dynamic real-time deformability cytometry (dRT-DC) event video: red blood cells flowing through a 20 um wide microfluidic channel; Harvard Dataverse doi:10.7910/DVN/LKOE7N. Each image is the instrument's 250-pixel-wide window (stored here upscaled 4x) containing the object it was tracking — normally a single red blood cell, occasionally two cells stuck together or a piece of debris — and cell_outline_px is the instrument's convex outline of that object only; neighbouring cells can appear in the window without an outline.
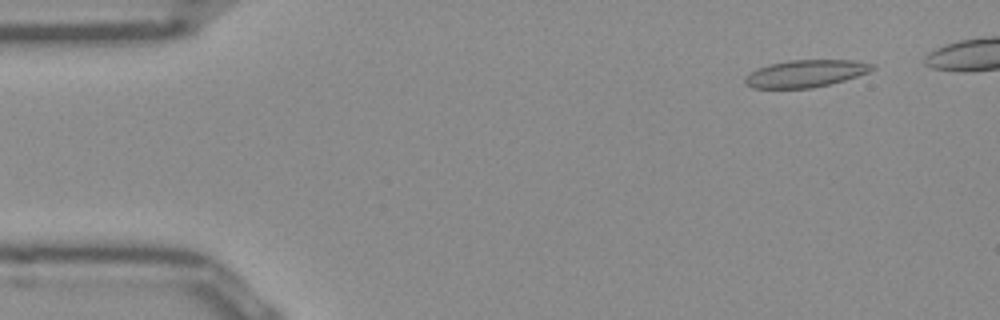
{"species": "Egyptian fruit bat (a non-hibernating species)", "species_latin": "Rousettus aegyptiacus", "temperature_condition": "room temperature", "stored_images_in_passage": 46, "camera_frame_rate_fps": 3000, "um_per_image_px": 0.085, "frame": {"image": 1, "passage_image": 5, "time_ms": 1.333, "image_size_px": [1000, 320], "cell_outline_px": [[876, 68], [868, 72], [844, 80], [812, 88], [752, 88], [744, 84], [744, 76], [756, 68], [768, 64], [788, 60], [856, 60], [876, 64]], "centroid_in_image_um": [68.45, 6.24], "position_along_channel_um": 16.5, "area_um2": 20.4}}
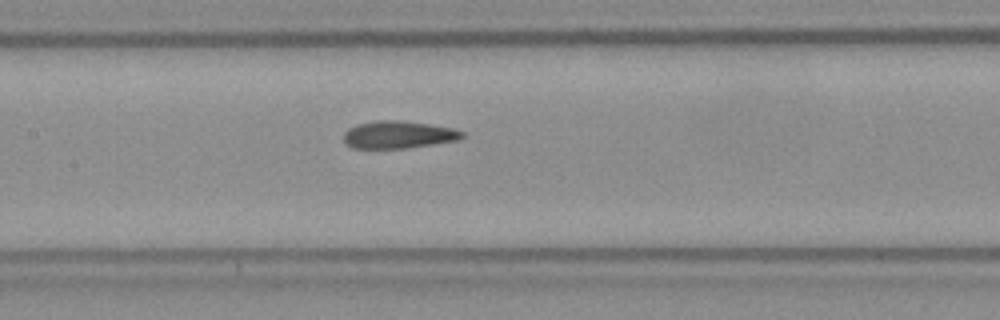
{"frame": {"image": 2, "passage_image": 24, "time_ms": 7.667, "image_size_px": [1000, 320], "cell_outline_px": [[464, 136], [456, 140], [408, 148], [352, 148], [344, 140], [344, 132], [348, 128], [356, 124], [376, 120], [396, 120], [428, 124], [452, 128], [464, 132]], "centroid_in_image_um": [33.82, 11.44], "position_along_channel_um": 173.6, "area_um2": 18.79}}
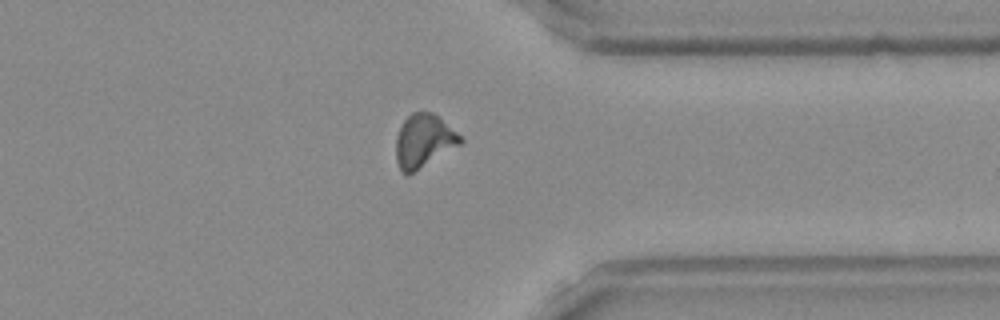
{"frame": {"image": 3, "passage_image": 40, "time_ms": 13.0, "image_size_px": [1000, 320], "cell_outline_px": [[464, 140], [460, 144], [412, 172], [400, 172], [396, 160], [396, 136], [404, 120], [412, 112], [432, 112], [456, 132]], "centroid_in_image_um": [35.98, 11.95], "position_along_channel_um": 375.4, "area_um2": 19.31}, "authors_computed_cell_mechanics": {"area_um2": 19.4497, "velocity_mm_per_s": 3.9025, "shape_relaxation_time_tau1_ms": null, "shape_relaxation_time_tau2_ms": 1.8377, "deformation_change_tau1": null, "deformation_change_tau2": 0.1028}}